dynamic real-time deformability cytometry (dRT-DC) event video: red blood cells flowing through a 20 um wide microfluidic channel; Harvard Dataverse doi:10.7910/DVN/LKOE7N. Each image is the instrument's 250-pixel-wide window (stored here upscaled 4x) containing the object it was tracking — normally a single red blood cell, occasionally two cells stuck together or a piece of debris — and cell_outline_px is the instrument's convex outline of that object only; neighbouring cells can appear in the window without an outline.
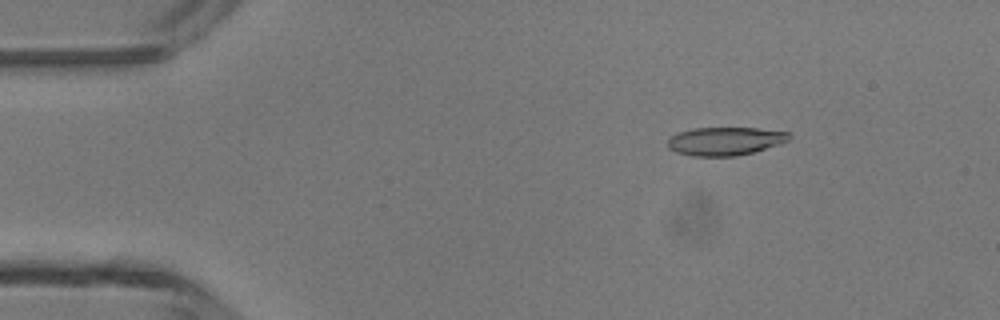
{"species": "common noctule bat (a hibernating species)", "species_latin": "Nyctalus noctula", "temperature_condition": "room temperature", "stored_images_in_passage": 47, "camera_frame_rate_fps": 3000, "um_per_image_px": 0.085, "animal": {"sex": "male", "body_mass_g": 13.3}, "frame": {"image": 1, "passage_image": 7, "time_ms": 2.0, "image_size_px": [1000, 320], "cell_outline_px": [[788, 140], [780, 144], [752, 152], [736, 156], [692, 156], [676, 152], [668, 148], [668, 140], [672, 136], [680, 132], [692, 128], [756, 128], [788, 132]], "centroid_in_image_um": [61.6, 12.0], "position_along_channel_um": 23.4, "area_um2": 19.77}}
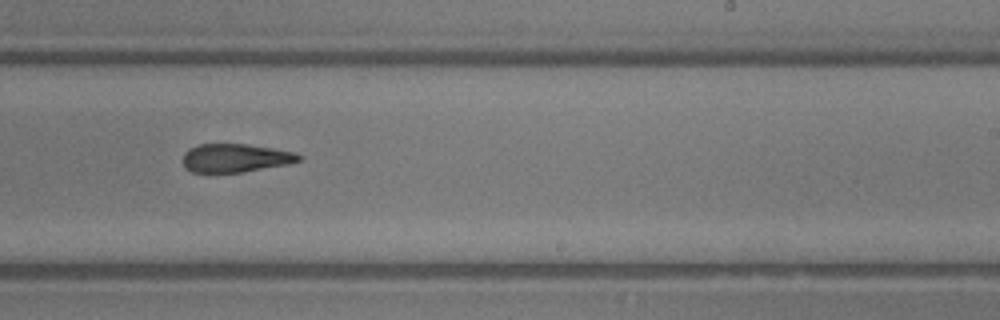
{"frame": {"image": 2, "passage_image": 29, "time_ms": 9.333, "image_size_px": [1000, 320], "cell_outline_px": [[304, 160], [288, 164], [240, 172], [192, 172], [184, 168], [184, 152], [188, 148], [200, 144], [248, 144], [296, 152], [304, 156]], "centroid_in_image_um": [20.05, 13.42], "position_along_channel_um": 268.9, "area_um2": 19.31}}
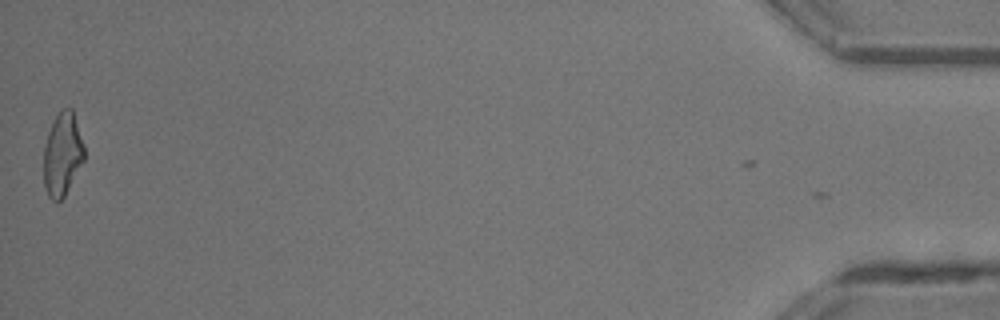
{"frame": {"image": 3, "passage_image": 47, "time_ms": 15.333, "image_size_px": [1000, 320], "cell_outline_px": [[84, 160], [64, 196], [56, 204], [48, 196], [44, 184], [44, 148], [48, 132], [56, 116], [64, 108], [72, 108], [84, 144]], "centroid_in_image_um": [5.31, 13.13], "position_along_channel_um": 429.9, "area_um2": 19.48}, "authors_computed_cell_mechanics": {"area_um2": 20.2878, "velocity_mm_per_s": 4.3774, "shape_relaxation_time_tau1_ms": 6.6562, "shape_relaxation_time_tau2_ms": 4.2121, "deformation_change_tau1": 0.2227, "deformation_change_tau2": 0.1626}}